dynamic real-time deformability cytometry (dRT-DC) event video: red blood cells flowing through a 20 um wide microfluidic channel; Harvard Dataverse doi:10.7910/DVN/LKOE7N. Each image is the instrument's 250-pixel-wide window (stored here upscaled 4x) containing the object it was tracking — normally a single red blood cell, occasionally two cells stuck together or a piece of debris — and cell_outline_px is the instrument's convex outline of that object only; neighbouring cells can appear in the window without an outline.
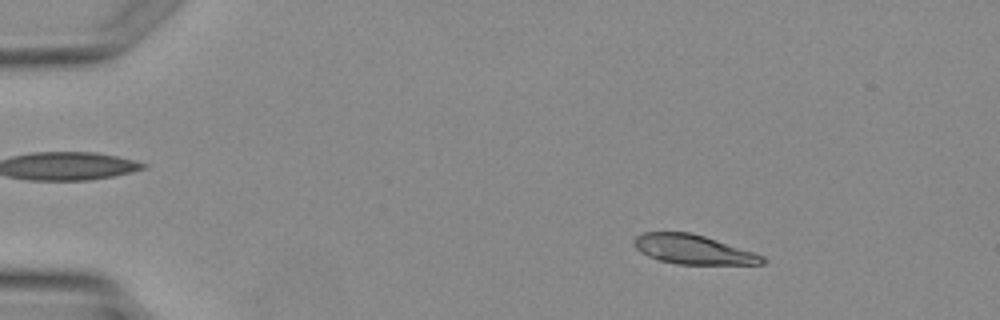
{"species": "Egyptian fruit bat (a non-hibernating species)", "species_latin": "Rousettus aegyptiacus", "temperature_condition": "warm", "stored_images_in_passage": 3, "camera_frame_rate_fps": 3000, "um_per_image_px": 0.085, "animal": {"sex": "female"}, "frame": {"image": 1, "passage_image": 1, "time_ms": 0.0, "image_size_px": [1000, 320], "cell_outline_px": [[768, 260], [764, 264], [676, 264], [660, 260], [648, 256], [640, 252], [636, 248], [636, 236], [644, 232], [688, 232], [704, 236], [764, 256]], "centroid_in_image_um": [58.93, 21.21], "position_along_channel_um": 26.1, "area_um2": 21.56}}